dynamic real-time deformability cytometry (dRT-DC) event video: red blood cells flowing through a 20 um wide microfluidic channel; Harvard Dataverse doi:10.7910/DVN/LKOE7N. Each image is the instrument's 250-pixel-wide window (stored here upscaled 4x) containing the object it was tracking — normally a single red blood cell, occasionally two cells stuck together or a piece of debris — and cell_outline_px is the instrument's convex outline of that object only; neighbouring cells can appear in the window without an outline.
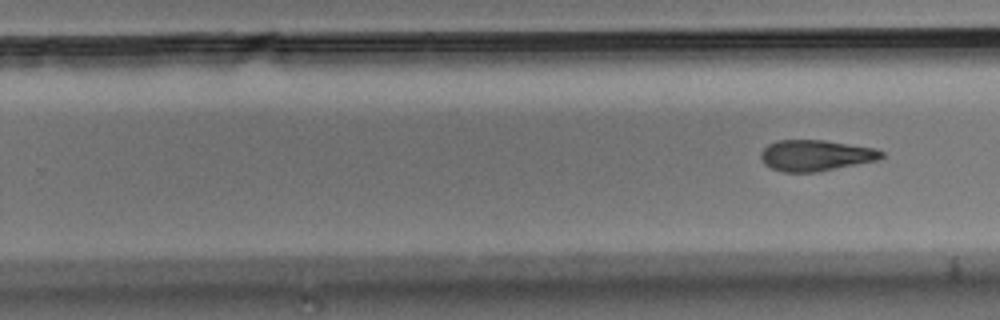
{"species": "Egyptian fruit bat (a non-hibernating species)", "species_latin": "Rousettus aegyptiacus", "temperature_condition": "room temperature", "stored_images_in_passage": 10, "segment_of_instrument_passage": [2, 2], "camera_frame_rate_fps": 3000, "um_per_image_px": 0.085, "animal": {"sex": "male"}, "frame": {"image": 1, "passage_image": 10, "time_ms": 3.0, "image_size_px": [1000, 320], "cell_outline_px": [[884, 156], [876, 160], [816, 172], [784, 172], [772, 168], [764, 164], [760, 156], [760, 152], [768, 144], [776, 140], [824, 140], [872, 148], [884, 152]], "centroid_in_image_um": [69.28, 13.21], "position_along_channel_um": 260.5, "area_um2": 21.56}}